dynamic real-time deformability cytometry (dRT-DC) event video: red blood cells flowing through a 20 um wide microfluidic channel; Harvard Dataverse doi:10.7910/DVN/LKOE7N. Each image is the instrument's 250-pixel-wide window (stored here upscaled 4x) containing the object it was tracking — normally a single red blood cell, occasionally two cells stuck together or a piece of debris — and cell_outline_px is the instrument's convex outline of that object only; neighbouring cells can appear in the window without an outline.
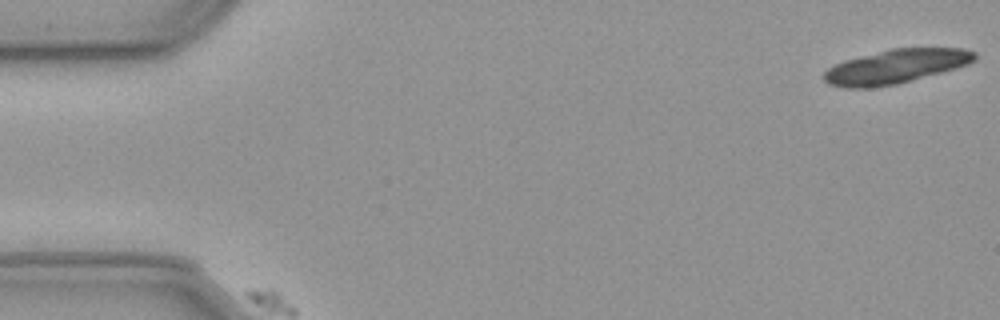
{"species": "common noctule bat (a hibernating species)", "species_latin": "Nyctalus noctula", "temperature_condition": "cold", "stored_images_in_passage": 40, "camera_frame_rate_fps": 3000, "um_per_image_px": 0.085, "animal": {"sex": "male", "body_mass_g": 23.1, "forearm_length_mm": 52.7}, "frame": {"image": 1, "passage_image": 1, "time_ms": 0.0, "image_size_px": [1000, 320], "cell_outline_px": [[976, 60], [968, 64], [956, 68], [896, 84], [864, 88], [848, 88], [828, 84], [820, 76], [828, 68], [844, 60], [892, 48], [964, 48], [976, 52]], "centroid_in_image_um": [76.13, 5.64], "position_along_channel_um": 8.9, "area_um2": 29.77}}